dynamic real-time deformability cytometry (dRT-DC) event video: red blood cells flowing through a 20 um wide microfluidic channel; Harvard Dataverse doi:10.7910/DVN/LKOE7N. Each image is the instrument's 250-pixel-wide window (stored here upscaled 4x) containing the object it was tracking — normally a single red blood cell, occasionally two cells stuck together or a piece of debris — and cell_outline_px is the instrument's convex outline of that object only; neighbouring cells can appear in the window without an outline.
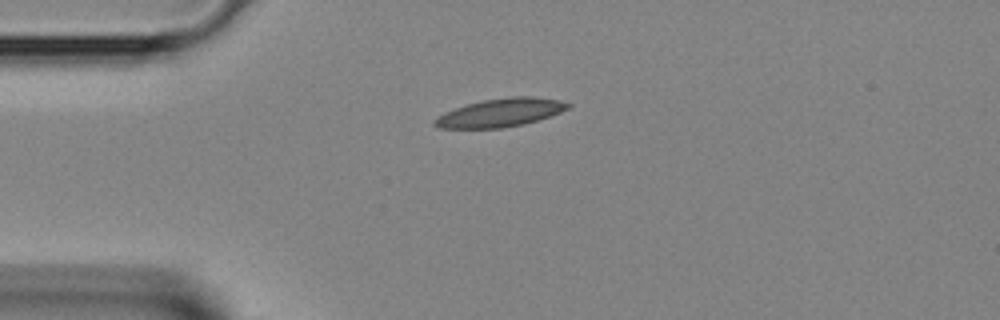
{"species": "Egyptian fruit bat (a non-hibernating species)", "species_latin": "Rousettus aegyptiacus", "temperature_condition": "room temperature", "stored_images_in_passage": 2, "camera_frame_rate_fps": 3000, "um_per_image_px": 0.085, "animal": {"sex": "female"}, "frame": {"image": 1, "passage_image": 2, "time_ms": 0.333, "image_size_px": [1000, 320], "cell_outline_px": [[572, 104], [568, 108], [560, 112], [524, 124], [500, 128], [436, 128], [432, 124], [432, 120], [444, 112], [468, 104], [484, 100], [512, 96], [532, 96], [560, 100]], "centroid_in_image_um": [42.5, 9.58], "position_along_channel_um": 42.5, "area_um2": 21.85}}